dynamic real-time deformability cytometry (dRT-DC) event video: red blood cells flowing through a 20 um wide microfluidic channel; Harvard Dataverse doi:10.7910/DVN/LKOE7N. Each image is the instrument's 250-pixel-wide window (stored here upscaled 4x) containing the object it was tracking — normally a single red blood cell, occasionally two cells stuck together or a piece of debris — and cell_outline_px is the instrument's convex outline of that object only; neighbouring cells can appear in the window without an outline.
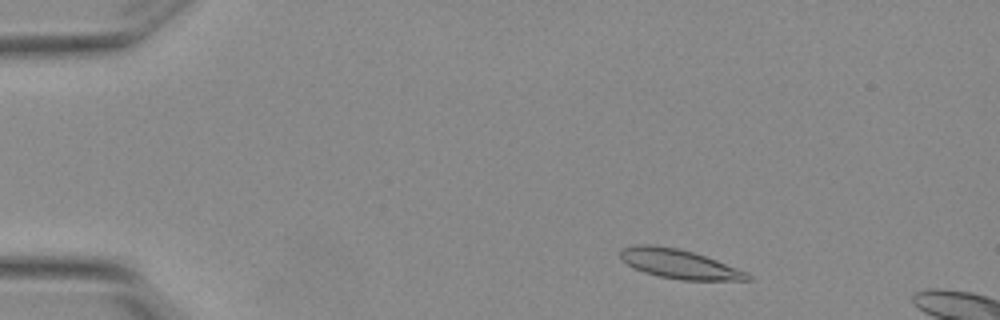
{"species": "Egyptian fruit bat (a non-hibernating species)", "species_latin": "Rousettus aegyptiacus", "temperature_condition": "warm", "stored_images_in_passage": 4, "camera_frame_rate_fps": 3000, "um_per_image_px": 0.085, "animal": {"sex": "female"}, "frame": {"image": 1, "passage_image": 2, "time_ms": 0.333, "image_size_px": [1000, 320], "cell_outline_px": [[752, 280], [680, 280], [660, 276], [644, 272], [628, 264], [620, 256], [620, 248], [636, 244], [648, 244], [676, 248], [692, 252], [716, 260], [748, 272], [752, 276]], "centroid_in_image_um": [57.75, 22.44], "position_along_channel_um": 27.3, "area_um2": 21.44}}